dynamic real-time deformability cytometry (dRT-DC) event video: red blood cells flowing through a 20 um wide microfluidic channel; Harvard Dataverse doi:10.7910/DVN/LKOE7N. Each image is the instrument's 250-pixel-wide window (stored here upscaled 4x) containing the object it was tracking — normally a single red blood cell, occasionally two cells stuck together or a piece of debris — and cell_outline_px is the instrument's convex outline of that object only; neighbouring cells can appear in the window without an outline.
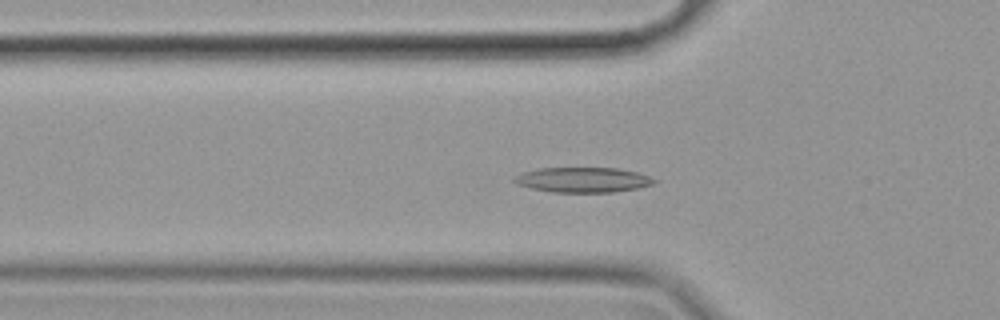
{"species": "common noctule bat (a hibernating species)", "species_latin": "Nyctalus noctula", "temperature_condition": "cold", "stored_images_in_passage": 57, "camera_frame_rate_fps": 3000, "um_per_image_px": 0.085, "animal": {"sex": "female", "body_mass_g": 19.9}, "frame": {"image": 1, "passage_image": 19, "time_ms": 6.0, "image_size_px": [1000, 320], "cell_outline_px": [[660, 180], [652, 184], [640, 188], [612, 192], [552, 192], [532, 188], [516, 184], [512, 180], [516, 176], [524, 172], [540, 168], [620, 168], [636, 172]], "centroid_in_image_um": [49.58, 15.29], "position_along_channel_um": 76.2, "area_um2": 20.4}}
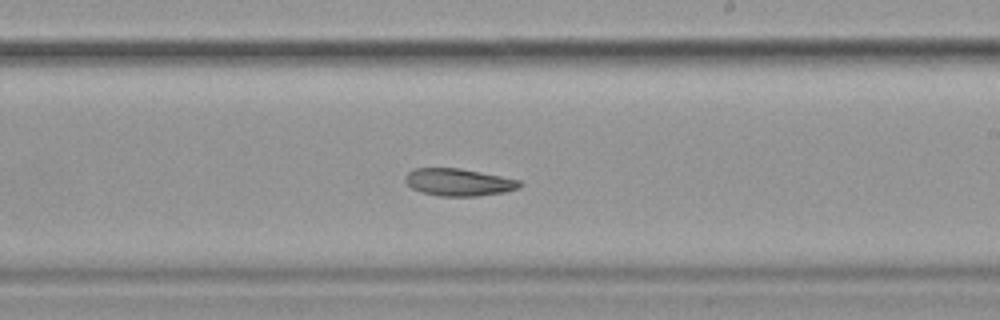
{"frame": {"image": 2, "passage_image": 34, "time_ms": 11.0, "image_size_px": [1000, 320], "cell_outline_px": [[524, 184], [520, 188], [504, 192], [476, 196], [440, 196], [420, 192], [412, 188], [404, 180], [404, 176], [408, 172], [416, 168], [460, 168], [520, 180]], "centroid_in_image_um": [38.99, 15.49], "position_along_channel_um": 250.0, "area_um2": 18.26}}
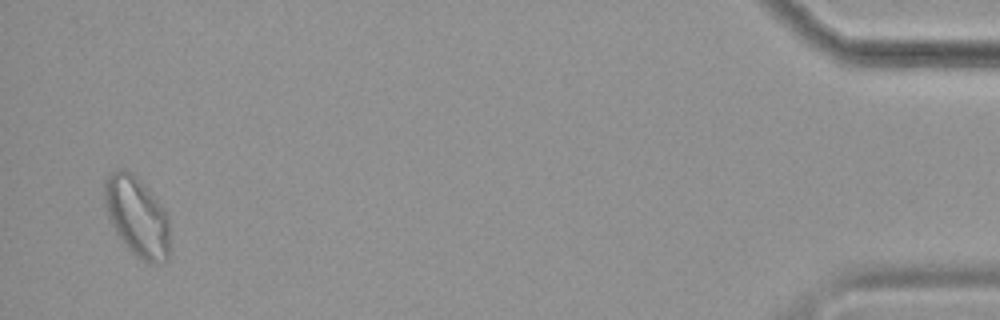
{"frame": {"image": 3, "passage_image": 56, "time_ms": 18.333, "image_size_px": [1000, 320], "cell_outline_px": [[168, 260], [160, 264], [152, 264], [136, 256], [120, 240], [108, 216], [104, 204], [104, 180], [112, 172], [120, 168], [124, 168], [132, 172], [168, 212]], "centroid_in_image_um": [11.64, 18.4], "position_along_channel_um": 423.6, "area_um2": 30.35}}